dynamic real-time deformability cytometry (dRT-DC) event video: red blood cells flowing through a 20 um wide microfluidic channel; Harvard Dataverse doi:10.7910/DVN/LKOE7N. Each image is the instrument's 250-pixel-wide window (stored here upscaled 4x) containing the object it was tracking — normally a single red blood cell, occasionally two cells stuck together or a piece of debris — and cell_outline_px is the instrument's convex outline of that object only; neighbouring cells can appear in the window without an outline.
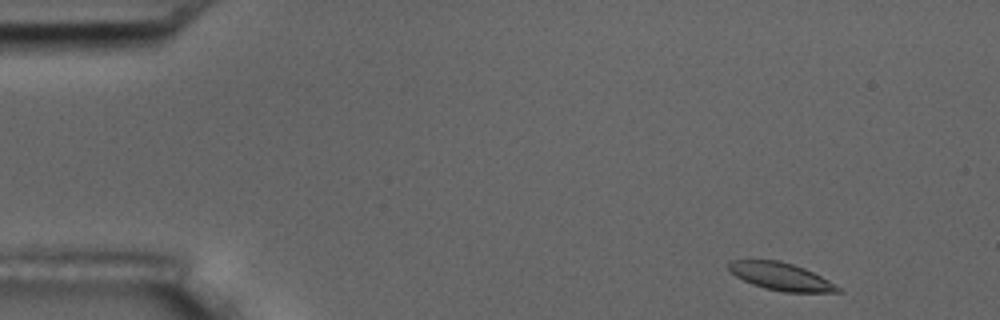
{"species": "common noctule bat (a hibernating species)", "species_latin": "Nyctalus noctula", "temperature_condition": "room temperature", "stored_images_in_passage": 4, "camera_frame_rate_fps": 3000, "um_per_image_px": 0.085, "animal": {"sex": "male", "body_mass_g": 17.5, "forearm_length_mm": 52.3}, "frame": {"image": 1, "passage_image": 1, "time_ms": 0.0, "image_size_px": [1000, 320], "cell_outline_px": [[844, 292], [784, 292], [764, 288], [752, 284], [736, 276], [728, 268], [728, 260], [780, 260], [804, 268], [844, 288]], "centroid_in_image_um": [66.41, 23.51], "position_along_channel_um": 18.6, "area_um2": 17.57}}
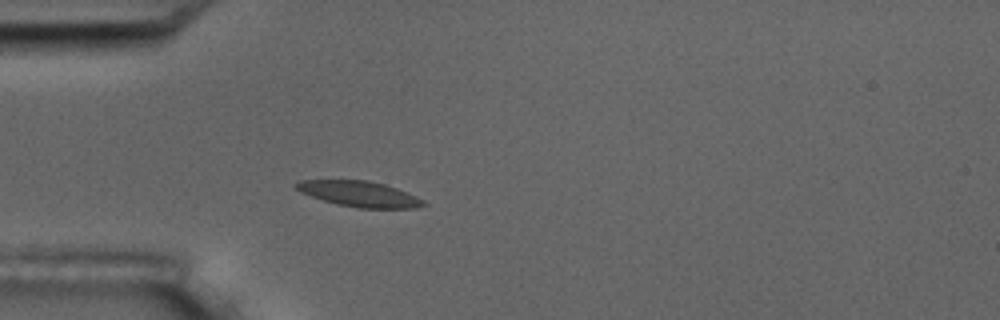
{"frame": {"image": 2, "passage_image": 4, "time_ms": 3.667, "image_size_px": [1000, 320], "cell_outline_px": [[428, 204], [416, 208], [360, 208], [336, 204], [300, 192], [292, 184], [300, 180], [368, 180], [384, 184], [396, 188], [424, 200]], "centroid_in_image_um": [30.53, 16.48], "position_along_channel_um": 54.5, "area_um2": 18.9}}